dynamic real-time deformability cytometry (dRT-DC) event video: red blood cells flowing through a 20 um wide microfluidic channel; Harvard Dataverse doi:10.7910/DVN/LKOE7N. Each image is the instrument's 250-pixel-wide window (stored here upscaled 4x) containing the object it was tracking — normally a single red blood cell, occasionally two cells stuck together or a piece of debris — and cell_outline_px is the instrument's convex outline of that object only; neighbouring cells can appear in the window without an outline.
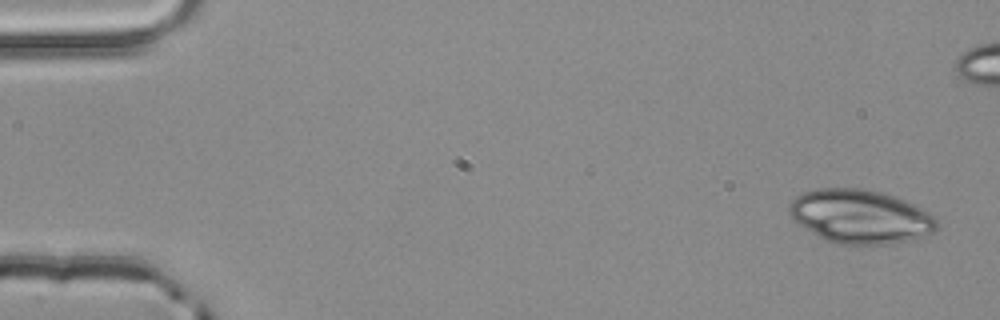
{"species": "common noctule bat (a hibernating species)", "species_latin": "Nyctalus noctula", "temperature_condition": "room temperature", "stored_images_in_passage": 3, "camera_frame_rate_fps": 3000, "um_per_image_px": 0.085, "animal": {"sex": "male", "body_mass_g": 20.4}, "frame": {"image": 1, "passage_image": 1, "time_ms": 0.0, "image_size_px": [1000, 320], "cell_outline_px": [[940, 228], [936, 232], [908, 240], [888, 244], [836, 244], [824, 240], [792, 220], [788, 216], [788, 204], [796, 196], [804, 192], [816, 188], [860, 188], [880, 192], [896, 196], [936, 216], [940, 224]], "centroid_in_image_um": [73.11, 18.4], "position_along_channel_um": 11.9, "area_um2": 46.7}}